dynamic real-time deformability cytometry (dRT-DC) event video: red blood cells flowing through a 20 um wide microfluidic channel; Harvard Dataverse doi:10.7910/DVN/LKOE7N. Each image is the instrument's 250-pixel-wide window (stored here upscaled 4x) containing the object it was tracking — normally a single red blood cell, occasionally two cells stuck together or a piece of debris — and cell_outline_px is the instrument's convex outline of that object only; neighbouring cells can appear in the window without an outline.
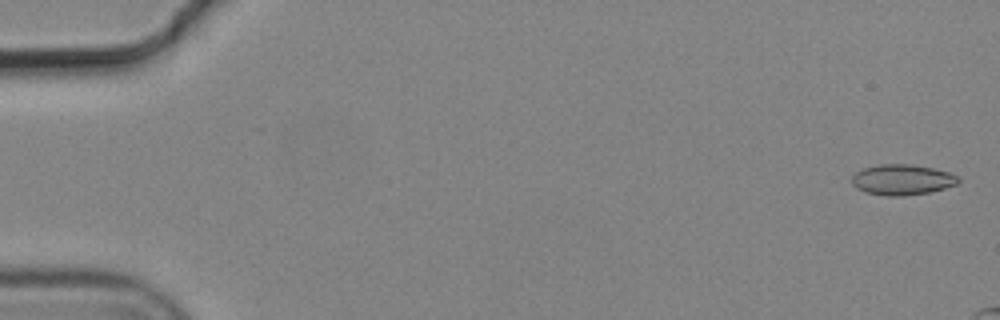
{"species": "common noctule bat (a hibernating species)", "species_latin": "Nyctalus noctula", "temperature_condition": "cold", "stored_images_in_passage": 6, "camera_frame_rate_fps": 3000, "um_per_image_px": 0.085, "animal": {"sex": "male", "body_mass_g": 19.2, "forearm_length_mm": 51.8}, "frame": {"image": 1, "passage_image": 1, "time_ms": 0.0, "image_size_px": [1000, 320], "cell_outline_px": [[960, 180], [956, 184], [944, 188], [928, 192], [904, 196], [884, 196], [864, 192], [856, 188], [852, 184], [852, 176], [856, 172], [864, 168], [880, 164], [912, 164], [932, 168], [948, 172], [960, 176]], "centroid_in_image_um": [76.67, 15.28], "position_along_channel_um": 8.3, "area_um2": 19.02}}